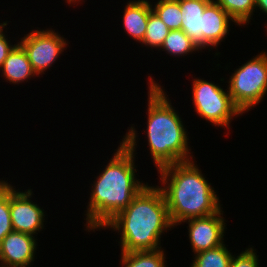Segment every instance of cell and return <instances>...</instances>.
Masks as SVG:
<instances>
[{
    "mask_svg": "<svg viewBox=\"0 0 267 267\" xmlns=\"http://www.w3.org/2000/svg\"><path fill=\"white\" fill-rule=\"evenodd\" d=\"M138 131L134 124L123 135L117 149L103 170L91 183V192L84 220L87 232L100 231L147 185L137 178L135 165ZM98 229V230H97Z\"/></svg>",
    "mask_w": 267,
    "mask_h": 267,
    "instance_id": "cell-1",
    "label": "cell"
},
{
    "mask_svg": "<svg viewBox=\"0 0 267 267\" xmlns=\"http://www.w3.org/2000/svg\"><path fill=\"white\" fill-rule=\"evenodd\" d=\"M108 228L120 233L118 243L123 252L161 249V236L174 229L162 189L147 183L102 230Z\"/></svg>",
    "mask_w": 267,
    "mask_h": 267,
    "instance_id": "cell-2",
    "label": "cell"
},
{
    "mask_svg": "<svg viewBox=\"0 0 267 267\" xmlns=\"http://www.w3.org/2000/svg\"><path fill=\"white\" fill-rule=\"evenodd\" d=\"M196 162L183 161L157 170L174 228L186 220L207 217L223 209L214 187Z\"/></svg>",
    "mask_w": 267,
    "mask_h": 267,
    "instance_id": "cell-3",
    "label": "cell"
},
{
    "mask_svg": "<svg viewBox=\"0 0 267 267\" xmlns=\"http://www.w3.org/2000/svg\"><path fill=\"white\" fill-rule=\"evenodd\" d=\"M148 81L147 126L144 133L154 167L159 170L167 165L193 160L195 157L188 146L189 133L182 117L172 106L165 88L152 76H148Z\"/></svg>",
    "mask_w": 267,
    "mask_h": 267,
    "instance_id": "cell-4",
    "label": "cell"
},
{
    "mask_svg": "<svg viewBox=\"0 0 267 267\" xmlns=\"http://www.w3.org/2000/svg\"><path fill=\"white\" fill-rule=\"evenodd\" d=\"M227 82L235 106L245 114L267 95V53L261 51L234 70Z\"/></svg>",
    "mask_w": 267,
    "mask_h": 267,
    "instance_id": "cell-5",
    "label": "cell"
},
{
    "mask_svg": "<svg viewBox=\"0 0 267 267\" xmlns=\"http://www.w3.org/2000/svg\"><path fill=\"white\" fill-rule=\"evenodd\" d=\"M192 81V103L200 118L214 127L230 129L232 119L243 115L233 103L228 89L200 77L192 78Z\"/></svg>",
    "mask_w": 267,
    "mask_h": 267,
    "instance_id": "cell-6",
    "label": "cell"
},
{
    "mask_svg": "<svg viewBox=\"0 0 267 267\" xmlns=\"http://www.w3.org/2000/svg\"><path fill=\"white\" fill-rule=\"evenodd\" d=\"M55 30L52 28L31 30L18 41L38 77L45 74L44 72L50 69L56 60H59L58 57L64 50L66 51L68 44H70L67 38L65 39Z\"/></svg>",
    "mask_w": 267,
    "mask_h": 267,
    "instance_id": "cell-7",
    "label": "cell"
},
{
    "mask_svg": "<svg viewBox=\"0 0 267 267\" xmlns=\"http://www.w3.org/2000/svg\"><path fill=\"white\" fill-rule=\"evenodd\" d=\"M33 195L32 189L20 191L10 184V214L15 232L34 236L45 227V210L31 200Z\"/></svg>",
    "mask_w": 267,
    "mask_h": 267,
    "instance_id": "cell-8",
    "label": "cell"
},
{
    "mask_svg": "<svg viewBox=\"0 0 267 267\" xmlns=\"http://www.w3.org/2000/svg\"><path fill=\"white\" fill-rule=\"evenodd\" d=\"M222 209L207 217H199L186 220L188 226V240L194 254L214 249L224 244L226 221Z\"/></svg>",
    "mask_w": 267,
    "mask_h": 267,
    "instance_id": "cell-9",
    "label": "cell"
},
{
    "mask_svg": "<svg viewBox=\"0 0 267 267\" xmlns=\"http://www.w3.org/2000/svg\"><path fill=\"white\" fill-rule=\"evenodd\" d=\"M37 240L26 233H8L0 243V262L4 267H30L35 261Z\"/></svg>",
    "mask_w": 267,
    "mask_h": 267,
    "instance_id": "cell-10",
    "label": "cell"
},
{
    "mask_svg": "<svg viewBox=\"0 0 267 267\" xmlns=\"http://www.w3.org/2000/svg\"><path fill=\"white\" fill-rule=\"evenodd\" d=\"M231 22L235 21L214 0L204 9L202 14V33L204 34V49L218 48L227 38L231 29ZM209 47V49H208ZM211 49V50H210Z\"/></svg>",
    "mask_w": 267,
    "mask_h": 267,
    "instance_id": "cell-11",
    "label": "cell"
},
{
    "mask_svg": "<svg viewBox=\"0 0 267 267\" xmlns=\"http://www.w3.org/2000/svg\"><path fill=\"white\" fill-rule=\"evenodd\" d=\"M179 2L182 23L181 30L196 44L204 50V34L202 33V14L205 7L212 0H177Z\"/></svg>",
    "mask_w": 267,
    "mask_h": 267,
    "instance_id": "cell-12",
    "label": "cell"
},
{
    "mask_svg": "<svg viewBox=\"0 0 267 267\" xmlns=\"http://www.w3.org/2000/svg\"><path fill=\"white\" fill-rule=\"evenodd\" d=\"M124 11L122 22L125 33L138 42L143 41L146 33L148 16L152 12L149 0H129Z\"/></svg>",
    "mask_w": 267,
    "mask_h": 267,
    "instance_id": "cell-13",
    "label": "cell"
},
{
    "mask_svg": "<svg viewBox=\"0 0 267 267\" xmlns=\"http://www.w3.org/2000/svg\"><path fill=\"white\" fill-rule=\"evenodd\" d=\"M1 76L10 84H20L28 82L32 77H38L33 71L23 47L18 43L4 60L0 68Z\"/></svg>",
    "mask_w": 267,
    "mask_h": 267,
    "instance_id": "cell-14",
    "label": "cell"
},
{
    "mask_svg": "<svg viewBox=\"0 0 267 267\" xmlns=\"http://www.w3.org/2000/svg\"><path fill=\"white\" fill-rule=\"evenodd\" d=\"M120 255L121 261H119V264L122 267H168L163 248L133 252L121 251Z\"/></svg>",
    "mask_w": 267,
    "mask_h": 267,
    "instance_id": "cell-15",
    "label": "cell"
},
{
    "mask_svg": "<svg viewBox=\"0 0 267 267\" xmlns=\"http://www.w3.org/2000/svg\"><path fill=\"white\" fill-rule=\"evenodd\" d=\"M160 50L165 51L169 56L172 55L177 58L180 56L185 58L186 55H190L194 52H202L181 29L170 30L158 51Z\"/></svg>",
    "mask_w": 267,
    "mask_h": 267,
    "instance_id": "cell-16",
    "label": "cell"
},
{
    "mask_svg": "<svg viewBox=\"0 0 267 267\" xmlns=\"http://www.w3.org/2000/svg\"><path fill=\"white\" fill-rule=\"evenodd\" d=\"M226 243L214 249L205 250L194 254L190 267H229L232 257L231 250Z\"/></svg>",
    "mask_w": 267,
    "mask_h": 267,
    "instance_id": "cell-17",
    "label": "cell"
},
{
    "mask_svg": "<svg viewBox=\"0 0 267 267\" xmlns=\"http://www.w3.org/2000/svg\"><path fill=\"white\" fill-rule=\"evenodd\" d=\"M235 21V25H248L253 20L255 0H214Z\"/></svg>",
    "mask_w": 267,
    "mask_h": 267,
    "instance_id": "cell-18",
    "label": "cell"
},
{
    "mask_svg": "<svg viewBox=\"0 0 267 267\" xmlns=\"http://www.w3.org/2000/svg\"><path fill=\"white\" fill-rule=\"evenodd\" d=\"M151 2L152 11L166 24L170 30H180L182 13L177 0H156ZM156 3V4H155Z\"/></svg>",
    "mask_w": 267,
    "mask_h": 267,
    "instance_id": "cell-19",
    "label": "cell"
},
{
    "mask_svg": "<svg viewBox=\"0 0 267 267\" xmlns=\"http://www.w3.org/2000/svg\"><path fill=\"white\" fill-rule=\"evenodd\" d=\"M170 29L166 24L152 11L148 16L146 33L143 41L140 43L143 47L160 49Z\"/></svg>",
    "mask_w": 267,
    "mask_h": 267,
    "instance_id": "cell-20",
    "label": "cell"
},
{
    "mask_svg": "<svg viewBox=\"0 0 267 267\" xmlns=\"http://www.w3.org/2000/svg\"><path fill=\"white\" fill-rule=\"evenodd\" d=\"M0 179V243L2 239L13 232L10 214V183Z\"/></svg>",
    "mask_w": 267,
    "mask_h": 267,
    "instance_id": "cell-21",
    "label": "cell"
},
{
    "mask_svg": "<svg viewBox=\"0 0 267 267\" xmlns=\"http://www.w3.org/2000/svg\"><path fill=\"white\" fill-rule=\"evenodd\" d=\"M252 247L245 248V251L240 252L238 255L234 254L231 259L229 267H259V256L256 249Z\"/></svg>",
    "mask_w": 267,
    "mask_h": 267,
    "instance_id": "cell-22",
    "label": "cell"
},
{
    "mask_svg": "<svg viewBox=\"0 0 267 267\" xmlns=\"http://www.w3.org/2000/svg\"><path fill=\"white\" fill-rule=\"evenodd\" d=\"M9 24L8 21H5L4 24L0 27V68L2 67L4 60L10 54L12 49L18 44H12L11 39H8L7 31H4V28ZM6 32V33H5Z\"/></svg>",
    "mask_w": 267,
    "mask_h": 267,
    "instance_id": "cell-23",
    "label": "cell"
},
{
    "mask_svg": "<svg viewBox=\"0 0 267 267\" xmlns=\"http://www.w3.org/2000/svg\"><path fill=\"white\" fill-rule=\"evenodd\" d=\"M255 10H259L265 13L264 15H267V0H255Z\"/></svg>",
    "mask_w": 267,
    "mask_h": 267,
    "instance_id": "cell-24",
    "label": "cell"
},
{
    "mask_svg": "<svg viewBox=\"0 0 267 267\" xmlns=\"http://www.w3.org/2000/svg\"><path fill=\"white\" fill-rule=\"evenodd\" d=\"M80 1H82V2H80ZM65 2L67 3V4H69V5H75L76 6V4H79V3H83V2H85L84 0H65Z\"/></svg>",
    "mask_w": 267,
    "mask_h": 267,
    "instance_id": "cell-25",
    "label": "cell"
}]
</instances>
